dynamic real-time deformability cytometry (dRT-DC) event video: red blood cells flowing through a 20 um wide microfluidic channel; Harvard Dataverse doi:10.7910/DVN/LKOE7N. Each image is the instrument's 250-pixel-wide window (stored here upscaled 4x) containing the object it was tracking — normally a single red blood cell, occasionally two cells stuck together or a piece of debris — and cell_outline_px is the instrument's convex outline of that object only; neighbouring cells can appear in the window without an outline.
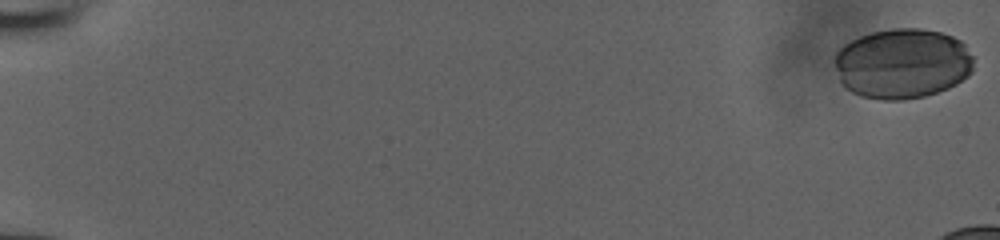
{"species": "human", "species_latin": "Homo sapiens", "temperature_condition": "room temperature", "stored_images_in_passage": 17, "camera_frame_rate_fps": 3000, "um_per_image_px": 0.085, "donor": {"sex": "male"}, "frame": {"image": 1, "passage_image": 1, "time_ms": 0.0, "image_size_px": [1000, 240], "cell_outline_px": [[972, 72], [968, 76], [956, 84], [948, 88], [924, 96], [904, 100], [880, 100], [860, 96], [844, 88], [840, 80], [836, 68], [836, 52], [844, 44], [860, 36], [872, 32], [892, 28], [920, 28], [940, 32], [952, 36], [960, 40], [964, 44], [972, 56]], "centroid_in_image_um": [76.7, 5.41], "position_along_channel_um": 8.3, "area_um2": 56.93}}